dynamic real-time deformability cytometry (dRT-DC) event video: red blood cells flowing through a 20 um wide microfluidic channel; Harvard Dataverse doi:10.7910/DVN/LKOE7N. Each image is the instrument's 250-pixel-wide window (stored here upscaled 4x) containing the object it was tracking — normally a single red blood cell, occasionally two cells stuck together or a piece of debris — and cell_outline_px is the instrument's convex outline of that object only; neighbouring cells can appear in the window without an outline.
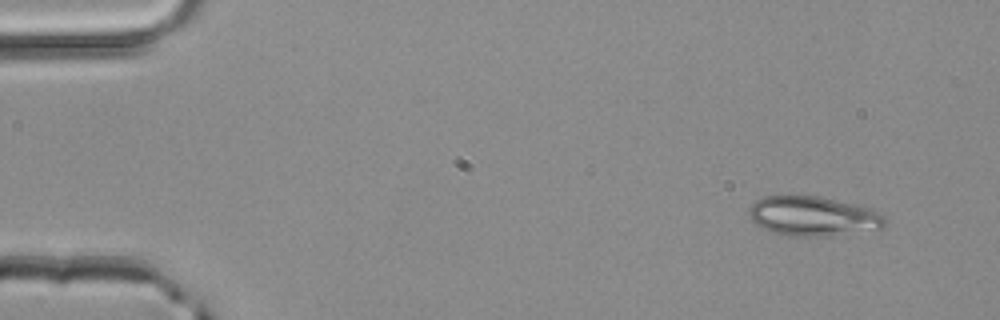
{"species": "common noctule bat (a hibernating species)", "species_latin": "Nyctalus noctula", "temperature_condition": "room temperature", "stored_images_in_passage": 3, "camera_frame_rate_fps": 3000, "um_per_image_px": 0.085, "animal": {"sex": "male", "body_mass_g": 20.4}, "frame": {"image": 1, "passage_image": 1, "time_ms": 0.0, "image_size_px": [1000, 320], "cell_outline_px": [[884, 228], [824, 236], [788, 236], [772, 232], [760, 228], [752, 220], [748, 212], [748, 208], [756, 200], [764, 196], [816, 196], [852, 204], [868, 208], [884, 216]], "centroid_in_image_um": [69.03, 18.38], "position_along_channel_um": 16.0, "area_um2": 30.92}}